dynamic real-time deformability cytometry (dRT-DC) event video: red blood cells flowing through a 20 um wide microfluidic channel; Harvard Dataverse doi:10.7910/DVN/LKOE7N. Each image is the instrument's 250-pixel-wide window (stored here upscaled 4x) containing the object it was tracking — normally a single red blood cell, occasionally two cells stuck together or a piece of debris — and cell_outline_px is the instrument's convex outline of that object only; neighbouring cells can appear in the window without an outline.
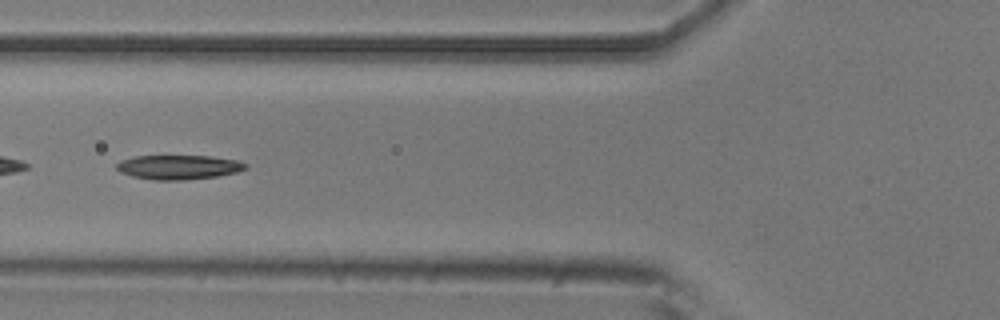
{"species": "common noctule bat (a hibernating species)", "species_latin": "Nyctalus noctula", "temperature_condition": "room temperature", "stored_images_in_passage": 54, "segment_of_instrument_passage": [2, 2], "camera_frame_rate_fps": 3000, "um_per_image_px": 0.085, "animal": {"sex": "male", "body_mass_g": 20.5, "forearm_length_mm": 52.5}, "frame": {"image": 1, "passage_image": 20, "time_ms": 6.333, "image_size_px": [1000, 320], "cell_outline_px": [[248, 168], [236, 172], [216, 176], [184, 180], [152, 180], [132, 176], [120, 172], [116, 168], [116, 164], [120, 160], [136, 156], [212, 156], [236, 160], [248, 164]], "centroid_in_image_um": [15.17, 14.21], "position_along_channel_um": 110.6, "area_um2": 18.32}}
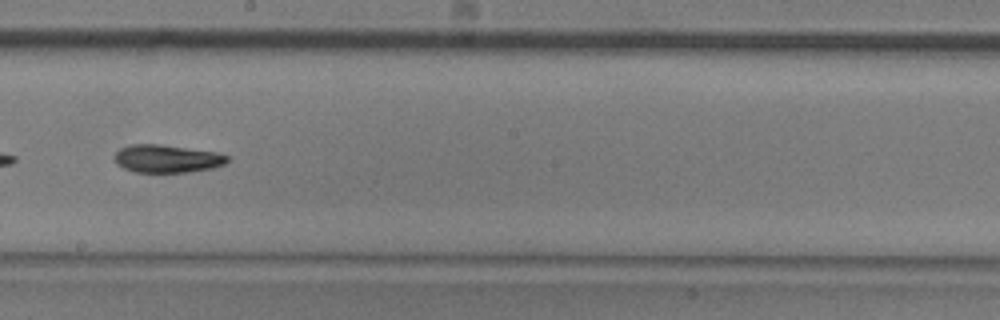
{"frame": {"image": 2, "passage_image": 30, "time_ms": 9.667, "image_size_px": [1000, 320], "cell_outline_px": [[228, 160], [224, 164], [212, 168], [188, 172], [136, 172], [124, 168], [116, 164], [116, 152], [120, 148], [132, 144], [160, 144], [216, 152], [228, 156]], "centroid_in_image_um": [14.19, 13.48], "position_along_channel_um": 234.0, "area_um2": 18.15}}
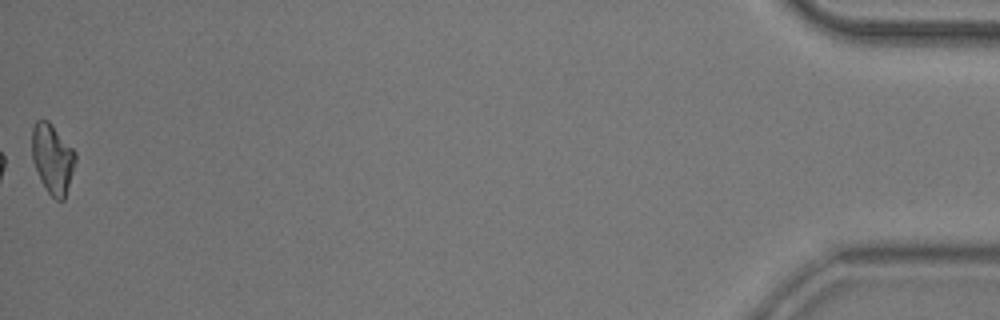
{"frame": {"image": 3, "passage_image": 54, "time_ms": 17.667, "image_size_px": [1000, 320], "cell_outline_px": [[76, 160], [64, 200], [56, 200], [48, 192], [40, 180], [32, 160], [32, 128], [36, 120], [48, 120], [52, 124], [76, 152]], "centroid_in_image_um": [4.45, 13.47], "position_along_channel_um": 430.7, "area_um2": 17.63}}